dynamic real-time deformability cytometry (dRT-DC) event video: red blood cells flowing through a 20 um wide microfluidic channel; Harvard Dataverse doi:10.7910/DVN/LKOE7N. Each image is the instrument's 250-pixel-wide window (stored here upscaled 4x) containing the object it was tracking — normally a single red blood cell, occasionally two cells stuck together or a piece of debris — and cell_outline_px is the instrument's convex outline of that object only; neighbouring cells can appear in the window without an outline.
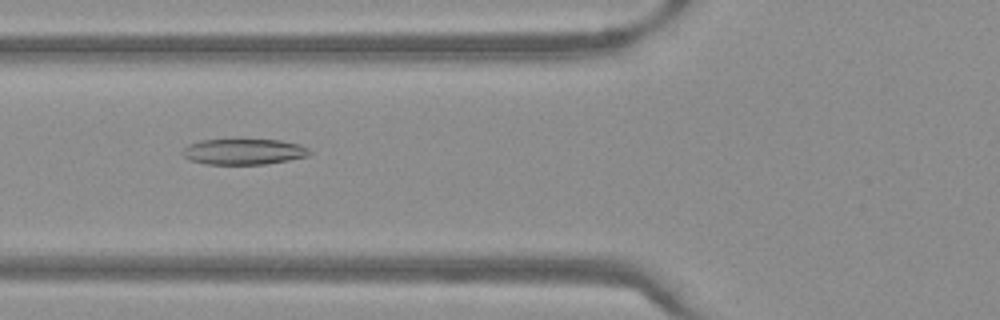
{"species": "Egyptian fruit bat (a non-hibernating species)", "species_latin": "Rousettus aegyptiacus", "temperature_condition": "warm", "stored_images_in_passage": 19, "camera_frame_rate_fps": 3000, "um_per_image_px": 0.085, "frame": {"image": 1, "passage_image": 19, "time_ms": 6.0, "image_size_px": [1000, 320], "cell_outline_px": [[312, 152], [308, 156], [288, 160], [264, 164], [204, 164], [188, 160], [180, 152], [188, 144], [200, 140], [236, 136], [240, 136], [280, 140], [300, 144], [308, 148]], "centroid_in_image_um": [20.67, 12.83], "position_along_channel_um": 105.1, "area_um2": 20.35}}